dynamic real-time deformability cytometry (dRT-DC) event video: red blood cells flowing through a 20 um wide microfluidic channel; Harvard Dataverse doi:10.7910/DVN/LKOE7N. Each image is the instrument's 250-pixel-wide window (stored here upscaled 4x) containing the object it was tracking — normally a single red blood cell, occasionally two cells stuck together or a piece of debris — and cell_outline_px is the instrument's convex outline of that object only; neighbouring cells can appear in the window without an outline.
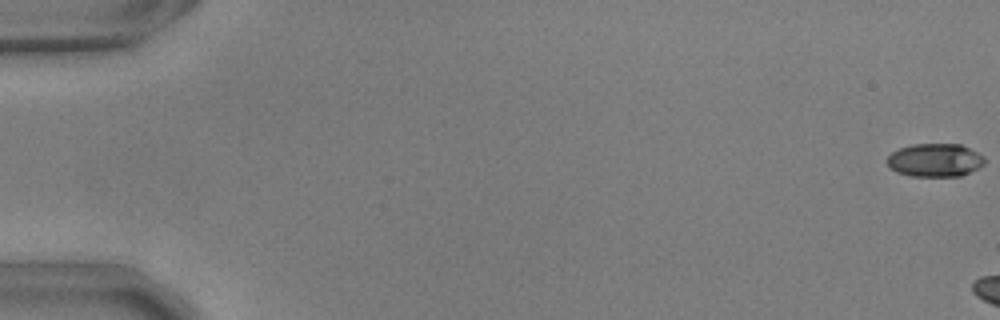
{"species": "common noctule bat (a hibernating species)", "species_latin": "Nyctalus noctula", "temperature_condition": "warm", "stored_images_in_passage": 6, "camera_frame_rate_fps": 3000, "um_per_image_px": 0.085, "animal": {"sex": "male", "body_mass_g": 17.9, "forearm_length_mm": 54.2}, "frame": {"image": 1, "passage_image": 1, "time_ms": 0.0, "image_size_px": [1000, 320], "cell_outline_px": [[984, 164], [980, 168], [960, 176], [908, 176], [896, 172], [888, 164], [888, 156], [892, 152], [900, 148], [912, 144], [960, 144], [984, 156]], "centroid_in_image_um": [79.48, 13.62], "position_along_channel_um": 5.5, "area_um2": 18.84}}